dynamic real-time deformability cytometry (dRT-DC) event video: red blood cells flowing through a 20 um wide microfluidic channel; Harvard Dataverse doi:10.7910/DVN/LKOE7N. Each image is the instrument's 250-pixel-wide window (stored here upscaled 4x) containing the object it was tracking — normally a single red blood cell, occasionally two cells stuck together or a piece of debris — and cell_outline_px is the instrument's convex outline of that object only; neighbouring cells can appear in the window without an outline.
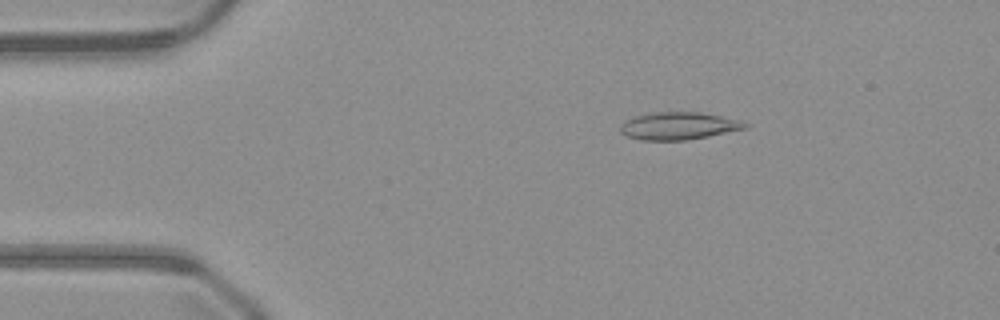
{"species": "common noctule bat (a hibernating species)", "species_latin": "Nyctalus noctula", "temperature_condition": "warm", "stored_images_in_passage": 49, "camera_frame_rate_fps": 3000, "um_per_image_px": 0.085, "animal": {"sex": "male", "body_mass_g": 23.1, "forearm_length_mm": 52.7}, "frame": {"image": 1, "passage_image": 8, "time_ms": 2.333, "image_size_px": [1000, 320], "cell_outline_px": [[748, 128], [708, 136], [684, 140], [640, 140], [628, 136], [620, 132], [620, 124], [624, 120], [636, 116], [652, 112], [700, 112], [744, 120], [748, 124]], "centroid_in_image_um": [57.7, 10.69], "position_along_channel_um": 27.3, "area_um2": 20.11}}
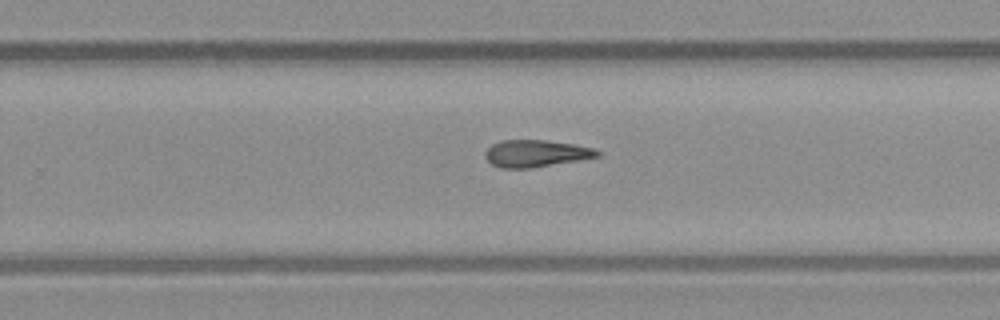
{"frame": {"image": 2, "passage_image": 31, "time_ms": 10.0, "image_size_px": [1000, 320], "cell_outline_px": [[600, 156], [532, 168], [500, 168], [492, 164], [484, 156], [484, 152], [492, 144], [500, 140], [544, 140], [572, 144], [592, 148], [600, 152]], "centroid_in_image_um": [45.5, 13.04], "position_along_channel_um": 284.3, "area_um2": 17.51}}
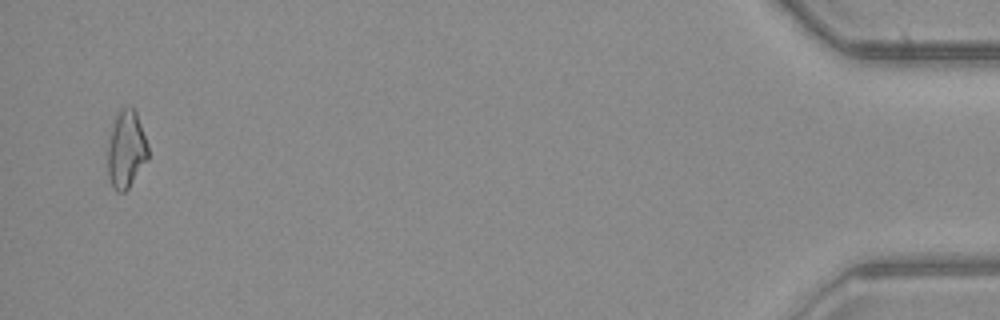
{"frame": {"image": 3, "passage_image": 48, "time_ms": 15.667, "image_size_px": [1000, 320], "cell_outline_px": [[148, 160], [128, 188], [124, 192], [116, 192], [108, 176], [108, 144], [112, 124], [116, 116], [124, 108], [132, 108], [136, 112], [148, 144]], "centroid_in_image_um": [10.73, 12.73], "position_along_channel_um": 424.5, "area_um2": 18.03}}